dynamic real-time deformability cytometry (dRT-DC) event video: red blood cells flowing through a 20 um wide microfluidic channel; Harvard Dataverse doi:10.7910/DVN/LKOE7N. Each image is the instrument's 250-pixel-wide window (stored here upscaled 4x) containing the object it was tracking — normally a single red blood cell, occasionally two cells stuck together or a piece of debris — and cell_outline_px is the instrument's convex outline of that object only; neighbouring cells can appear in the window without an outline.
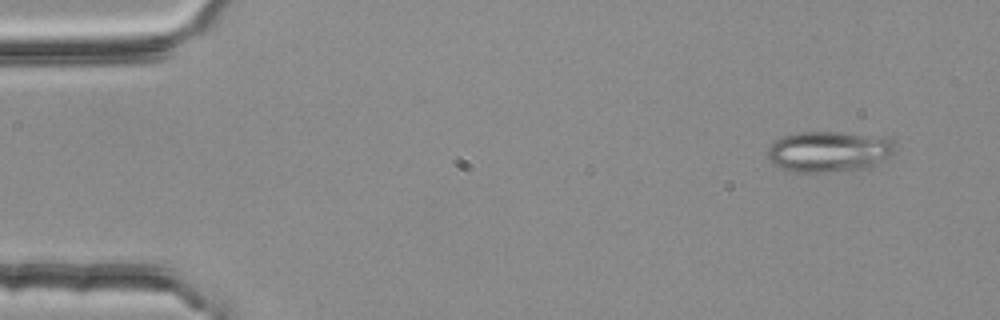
{"species": "common noctule bat (a hibernating species)", "species_latin": "Nyctalus noctula", "temperature_condition": "room temperature", "stored_images_in_passage": 3, "camera_frame_rate_fps": 3000, "um_per_image_px": 0.085, "animal": {"sex": "female", "body_mass_g": 25.1}, "frame": {"image": 1, "passage_image": 1, "time_ms": 0.0, "image_size_px": [1000, 320], "cell_outline_px": [[900, 148], [888, 156], [864, 168], [824, 172], [796, 172], [780, 168], [772, 164], [768, 156], [768, 148], [776, 140], [784, 136], [804, 132], [832, 132], [884, 136], [896, 140]], "centroid_in_image_um": [70.5, 12.87], "position_along_channel_um": 14.5, "area_um2": 30.23}}